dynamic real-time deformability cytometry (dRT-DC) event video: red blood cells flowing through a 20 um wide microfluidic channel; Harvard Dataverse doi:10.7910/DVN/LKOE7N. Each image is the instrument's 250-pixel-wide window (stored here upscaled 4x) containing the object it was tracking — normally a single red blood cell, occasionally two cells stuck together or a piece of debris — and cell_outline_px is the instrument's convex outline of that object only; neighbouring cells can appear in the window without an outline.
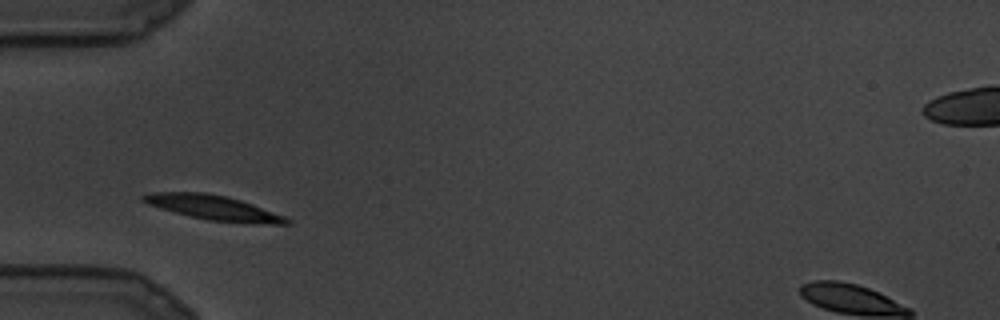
{"species": "common noctule bat (a hibernating species)", "species_latin": "Nyctalus noctula", "temperature_condition": "cold", "stored_images_in_passage": 10, "camera_frame_rate_fps": 3000, "um_per_image_px": 0.085, "animal": {"sex": "male", "body_mass_g": 19.5, "forearm_length_mm": 54.6}, "frame": {"image": 1, "passage_image": 2, "time_ms": 0.333, "image_size_px": [1000, 320], "cell_outline_px": [[292, 224], [244, 224], [208, 220], [160, 208], [148, 204], [140, 200], [140, 196], [152, 192], [204, 192], [228, 196], [252, 204], [284, 216], [292, 220]], "centroid_in_image_um": [18.18, 17.66], "position_along_channel_um": 66.8, "area_um2": 20.75}}
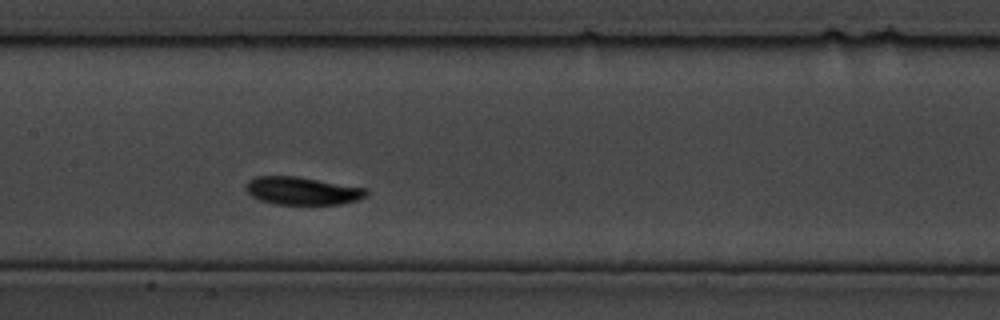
{"frame": {"image": 2, "passage_image": 7, "time_ms": 2.0, "image_size_px": [1000, 320], "cell_outline_px": [[368, 192], [364, 196], [356, 200], [340, 204], [272, 204], [260, 200], [252, 196], [244, 188], [244, 184], [248, 180], [256, 176], [296, 176], [368, 188]], "centroid_in_image_um": [25.65, 16.21], "position_along_channel_um": 181.8, "area_um2": 19.59}}
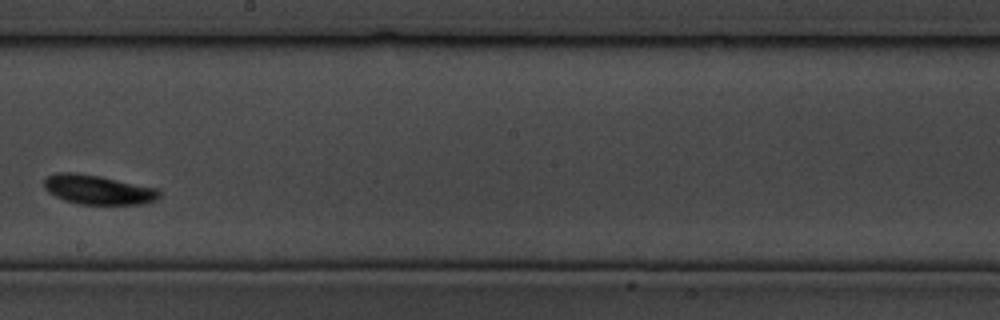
{"frame": {"image": 3, "passage_image": 9, "time_ms": 2.667, "image_size_px": [1000, 320], "cell_outline_px": [[160, 196], [156, 200], [144, 204], [76, 204], [64, 200], [48, 192], [44, 188], [44, 180], [48, 176], [56, 172], [76, 172], [100, 176], [160, 188]], "centroid_in_image_um": [8.35, 16.12], "position_along_channel_um": 239.8, "area_um2": 20.0}}